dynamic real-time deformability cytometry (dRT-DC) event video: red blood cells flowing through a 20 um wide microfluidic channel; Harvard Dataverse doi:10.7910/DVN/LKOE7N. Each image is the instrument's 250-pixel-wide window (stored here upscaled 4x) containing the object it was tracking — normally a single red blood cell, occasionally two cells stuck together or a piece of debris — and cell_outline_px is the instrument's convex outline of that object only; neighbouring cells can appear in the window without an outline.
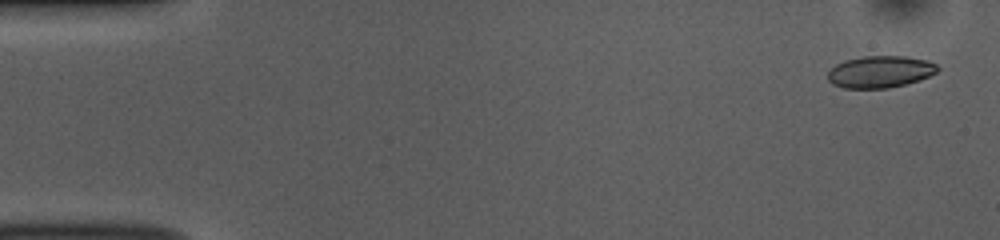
{"species": "common noctule bat (a hibernating species)", "species_latin": "Nyctalus noctula", "temperature_condition": "room temperature", "stored_images_in_passage": 51, "camera_frame_rate_fps": 3000, "um_per_image_px": 0.085, "animal": {"sex": "female", "body_mass_g": 10.0, "forearm_length_mm": 53.1}, "frame": {"image": 1, "passage_image": 2, "time_ms": 0.333, "image_size_px": [1000, 240], "cell_outline_px": [[940, 68], [936, 72], [920, 80], [888, 88], [844, 88], [832, 84], [828, 80], [828, 72], [836, 64], [844, 60], [864, 56], [904, 56], [924, 60], [936, 64]], "centroid_in_image_um": [74.79, 6.1], "position_along_channel_um": 10.2, "area_um2": 20.29}}
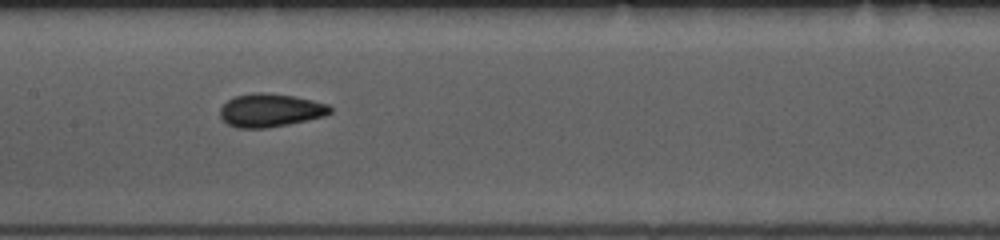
{"frame": {"image": 2, "passage_image": 25, "time_ms": 8.0, "image_size_px": [1000, 240], "cell_outline_px": [[332, 112], [324, 116], [308, 120], [268, 128], [236, 128], [228, 124], [220, 116], [220, 108], [228, 100], [236, 96], [252, 92], [264, 92], [292, 96], [312, 100], [328, 104], [332, 108]], "centroid_in_image_um": [22.98, 9.38], "position_along_channel_um": 184.4, "area_um2": 21.33}}
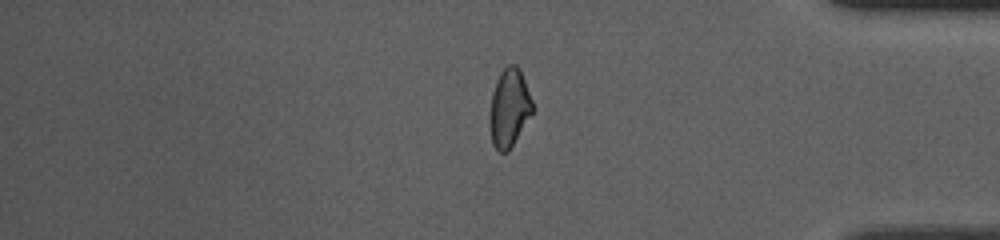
{"frame": {"image": 3, "passage_image": 43, "time_ms": 14.0, "image_size_px": [1000, 240], "cell_outline_px": [[536, 108], [508, 152], [500, 152], [492, 144], [488, 124], [488, 116], [492, 92], [496, 80], [500, 72], [508, 64], [516, 64], [520, 68]], "centroid_in_image_um": [43.28, 9.16], "position_along_channel_um": 391.9, "area_um2": 20.11}, "authors_computed_cell_mechanics": {"area_um2": 20.519, "velocity_mm_per_s": 3.8576, "shape_relaxation_time_tau1_ms": 9.5264, "shape_relaxation_time_tau2_ms": 1.6651, "deformation_change_tau1": 0.1379, "deformation_change_tau2": 0.0662}}